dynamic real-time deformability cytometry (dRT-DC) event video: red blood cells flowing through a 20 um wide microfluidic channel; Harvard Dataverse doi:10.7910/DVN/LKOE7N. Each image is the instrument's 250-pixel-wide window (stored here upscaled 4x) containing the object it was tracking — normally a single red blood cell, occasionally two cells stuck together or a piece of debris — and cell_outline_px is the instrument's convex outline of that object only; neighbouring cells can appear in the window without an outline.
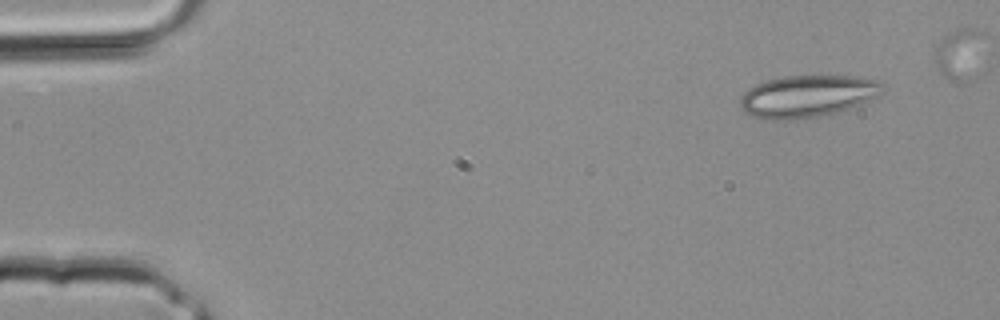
{"species": "common noctule bat (a hibernating species)", "species_latin": "Nyctalus noctula", "temperature_condition": "room temperature", "stored_images_in_passage": 4, "camera_frame_rate_fps": 3000, "um_per_image_px": 0.085, "animal": {"sex": "male", "body_mass_g": 20.4}, "frame": {"image": 1, "passage_image": 1, "time_ms": 0.0, "image_size_px": [1000, 320], "cell_outline_px": [[884, 92], [880, 96], [860, 104], [836, 112], [820, 116], [792, 120], [768, 120], [752, 116], [740, 108], [740, 96], [748, 88], [764, 80], [784, 76], [852, 76], [876, 80], [884, 84]], "centroid_in_image_um": [68.62, 8.18], "position_along_channel_um": 16.4, "area_um2": 35.2}}